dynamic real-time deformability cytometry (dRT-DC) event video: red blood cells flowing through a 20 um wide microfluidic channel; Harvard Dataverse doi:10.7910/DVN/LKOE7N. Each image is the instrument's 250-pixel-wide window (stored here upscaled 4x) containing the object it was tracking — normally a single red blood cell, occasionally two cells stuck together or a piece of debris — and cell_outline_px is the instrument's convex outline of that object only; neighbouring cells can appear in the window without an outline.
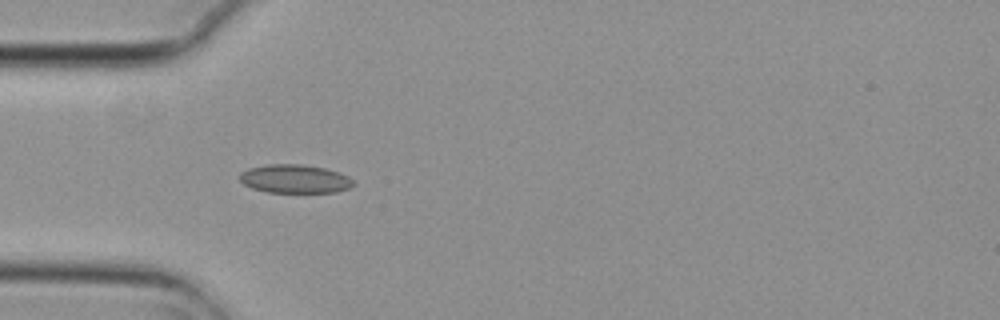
{"species": "common noctule bat (a hibernating species)", "species_latin": "Nyctalus noctula", "temperature_condition": "cold", "stored_images_in_passage": 6, "camera_frame_rate_fps": 3000, "um_per_image_px": 0.085, "animal": {"sex": "female", "body_mass_g": 29.2, "forearm_length_mm": 56.3}, "frame": {"image": 1, "passage_image": 5, "time_ms": 1.333, "image_size_px": [1000, 320], "cell_outline_px": [[356, 184], [348, 188], [336, 192], [268, 192], [252, 188], [244, 184], [240, 180], [240, 172], [248, 168], [268, 164], [300, 164], [324, 168], [340, 172], [348, 176]], "centroid_in_image_um": [25.06, 15.2], "position_along_channel_um": 59.9, "area_um2": 18.9}}
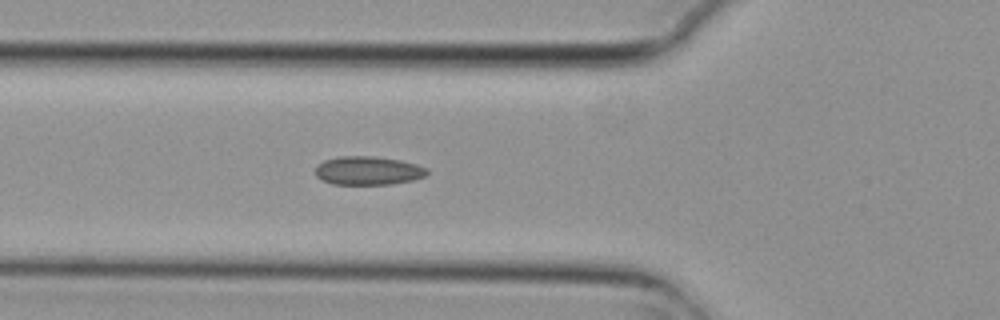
{"frame": {"image": 2, "passage_image": 6, "time_ms": 1.667, "image_size_px": [1000, 320], "cell_outline_px": [[428, 172], [424, 176], [412, 180], [392, 184], [332, 184], [316, 176], [316, 168], [324, 160], [340, 156], [372, 156], [400, 160], [416, 164], [428, 168]], "centroid_in_image_um": [31.3, 14.5], "position_along_channel_um": 94.5, "area_um2": 18.44}}